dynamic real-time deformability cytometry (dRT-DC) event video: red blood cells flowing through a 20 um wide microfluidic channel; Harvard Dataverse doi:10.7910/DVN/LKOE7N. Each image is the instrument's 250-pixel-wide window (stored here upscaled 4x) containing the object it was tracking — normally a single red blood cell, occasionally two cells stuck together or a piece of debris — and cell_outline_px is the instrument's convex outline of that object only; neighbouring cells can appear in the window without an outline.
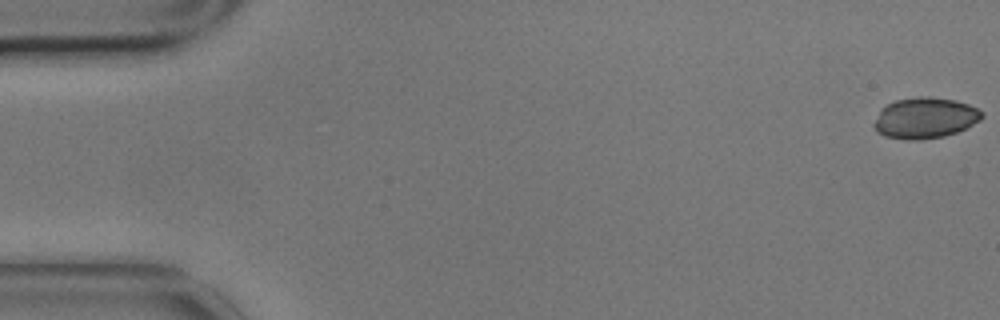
{"species": "common noctule bat (a hibernating species)", "species_latin": "Nyctalus noctula", "temperature_condition": "cold", "stored_images_in_passage": 57, "camera_frame_rate_fps": 3000, "um_per_image_px": 0.085, "animal": {"sex": "male", "body_mass_g": 17.9}, "frame": {"image": 1, "passage_image": 1, "time_ms": 0.0, "image_size_px": [1000, 320], "cell_outline_px": [[984, 116], [980, 120], [956, 132], [944, 136], [920, 140], [904, 140], [884, 136], [876, 132], [872, 128], [872, 124], [880, 108], [896, 100], [920, 96], [928, 96], [956, 100], [968, 104], [984, 112]], "centroid_in_image_um": [78.58, 10.03], "position_along_channel_um": 6.4, "area_um2": 26.01}}
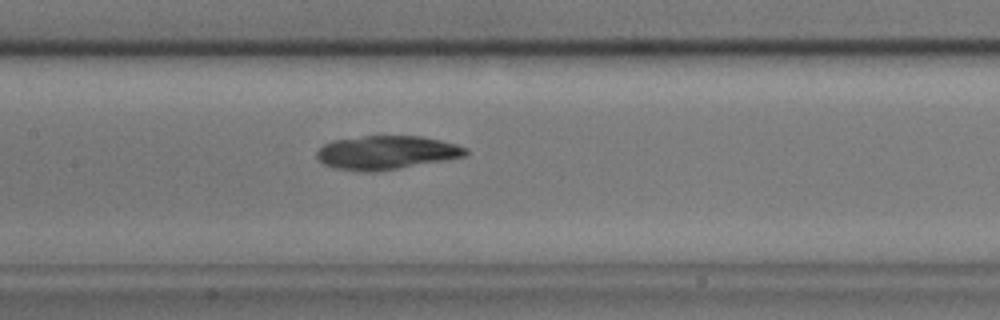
{"frame": {"image": 2, "passage_image": 27, "time_ms": 8.667, "image_size_px": [1000, 320], "cell_outline_px": [[468, 156], [448, 160], [372, 172], [364, 172], [336, 168], [324, 164], [316, 156], [316, 152], [324, 144], [332, 140], [364, 136], [420, 136], [440, 140], [456, 144], [468, 148]], "centroid_in_image_um": [32.88, 12.96], "position_along_channel_um": 174.5, "area_um2": 29.25}}
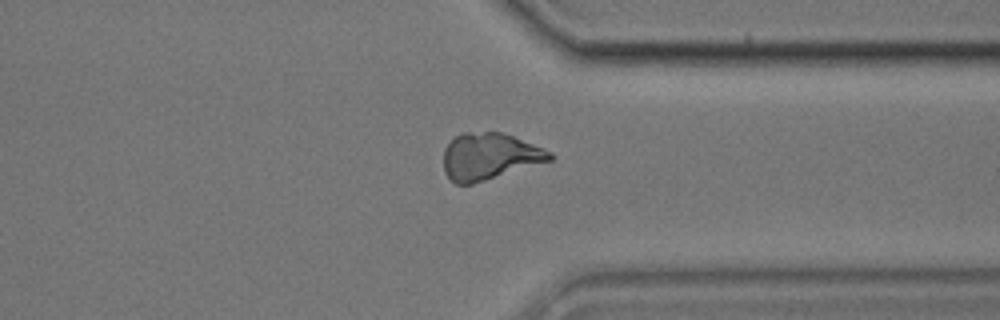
{"frame": {"image": 3, "passage_image": 44, "time_ms": 14.333, "image_size_px": [1000, 320], "cell_outline_px": [[556, 156], [552, 160], [472, 184], [456, 184], [444, 172], [444, 148], [456, 136], [464, 132], [500, 132], [512, 136], [544, 148], [552, 152]], "centroid_in_image_um": [41.62, 13.29], "position_along_channel_um": 369.8, "area_um2": 28.73}, "authors_computed_cell_mechanics": {"area_um2": 28.6688, "velocity_mm_per_s": 3.4873, "shape_relaxation_time_tau1_ms": 8.5284, "shape_relaxation_time_tau2_ms": null, "deformation_change_tau1": 0.0805, "deformation_change_tau2": null}}